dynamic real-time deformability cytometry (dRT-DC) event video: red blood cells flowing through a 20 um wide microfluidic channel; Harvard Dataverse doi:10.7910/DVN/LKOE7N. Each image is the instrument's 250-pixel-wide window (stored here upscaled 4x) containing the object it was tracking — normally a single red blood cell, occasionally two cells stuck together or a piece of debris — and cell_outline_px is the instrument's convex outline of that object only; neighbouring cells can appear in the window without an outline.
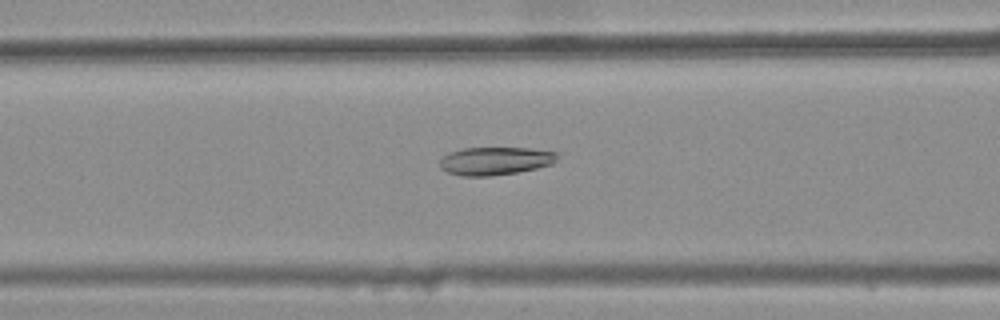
{"species": "common noctule bat (a hibernating species)", "species_latin": "Nyctalus noctula", "temperature_condition": "warm", "stored_images_in_passage": 46, "camera_frame_rate_fps": 3000, "um_per_image_px": 0.085, "animal": {"sex": "female", "body_mass_g": 25.1}, "frame": {"image": 1, "passage_image": 21, "time_ms": 6.667, "image_size_px": [1000, 320], "cell_outline_px": [[556, 160], [552, 164], [536, 168], [516, 172], [492, 176], [460, 176], [448, 172], [440, 168], [440, 160], [448, 152], [460, 148], [528, 148], [556, 152]], "centroid_in_image_um": [42.04, 13.68], "position_along_channel_um": 124.6, "area_um2": 19.13}}
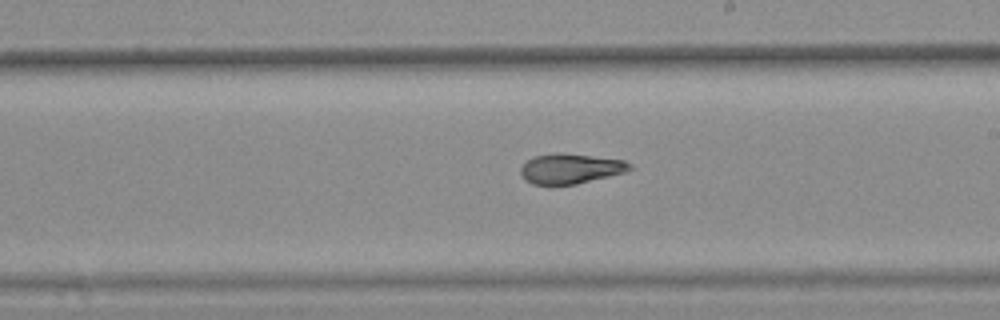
{"frame": {"image": 2, "passage_image": 30, "time_ms": 9.667, "image_size_px": [1000, 320], "cell_outline_px": [[632, 168], [624, 172], [576, 184], [532, 184], [524, 180], [520, 172], [520, 168], [532, 156], [556, 152], [560, 152], [624, 160], [632, 164]], "centroid_in_image_um": [48.45, 14.32], "position_along_channel_um": 240.5, "area_um2": 19.02}}
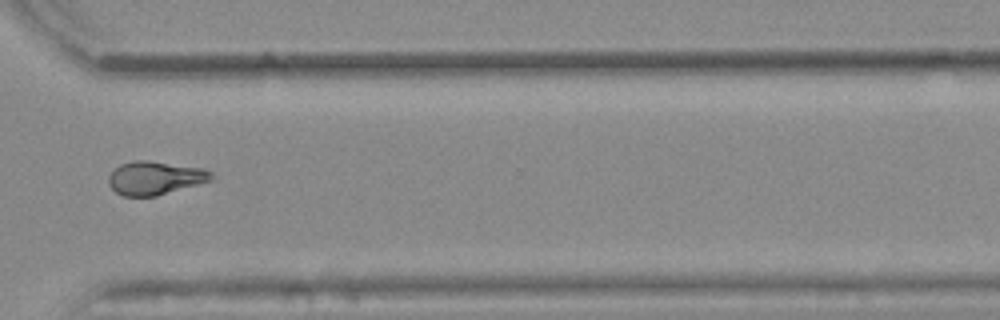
{"frame": {"image": 3, "passage_image": 39, "time_ms": 12.667, "image_size_px": [1000, 320], "cell_outline_px": [[212, 180], [156, 196], [124, 196], [116, 192], [108, 184], [108, 176], [120, 164], [132, 160], [148, 160], [204, 168], [212, 172]], "centroid_in_image_um": [13.17, 15.12], "position_along_channel_um": 357.4, "area_um2": 20.0}, "authors_computed_cell_mechanics": {"area_um2": 19.9699, "velocity_mm_per_s": 3.8824, "shape_relaxation_time_tau1_ms": null, "shape_relaxation_time_tau2_ms": 2.4045, "deformation_change_tau1": null, "deformation_change_tau2": 0.0951}}